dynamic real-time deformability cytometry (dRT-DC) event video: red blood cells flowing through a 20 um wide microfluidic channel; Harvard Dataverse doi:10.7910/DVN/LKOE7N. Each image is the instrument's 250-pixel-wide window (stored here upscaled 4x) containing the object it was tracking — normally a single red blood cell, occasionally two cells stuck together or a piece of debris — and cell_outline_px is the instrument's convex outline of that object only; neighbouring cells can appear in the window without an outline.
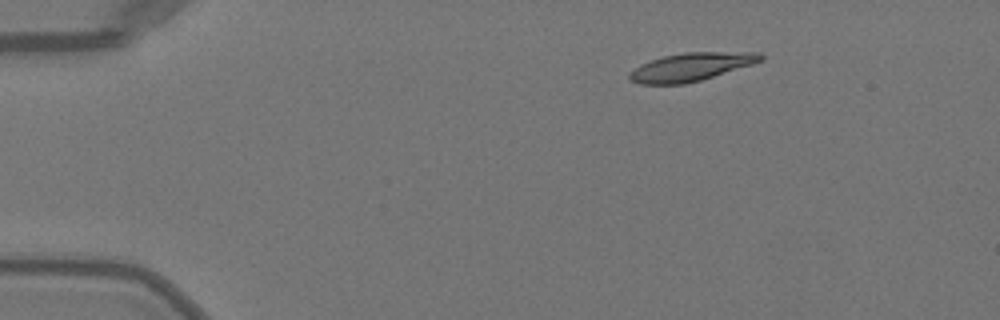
{"species": "Egyptian fruit bat (a non-hibernating species)", "species_latin": "Rousettus aegyptiacus", "temperature_condition": "warm", "stored_images_in_passage": 44, "camera_frame_rate_fps": 3000, "um_per_image_px": 0.085, "animal": {"sex": "female"}, "frame": {"image": 1, "passage_image": 1, "time_ms": 0.0, "image_size_px": [1000, 320], "cell_outline_px": [[764, 60], [752, 64], [700, 80], [684, 84], [640, 84], [628, 80], [628, 72], [640, 64], [664, 56], [684, 52], [760, 52], [764, 56]], "centroid_in_image_um": [58.71, 5.68], "position_along_channel_um": 26.3, "area_um2": 21.5}}
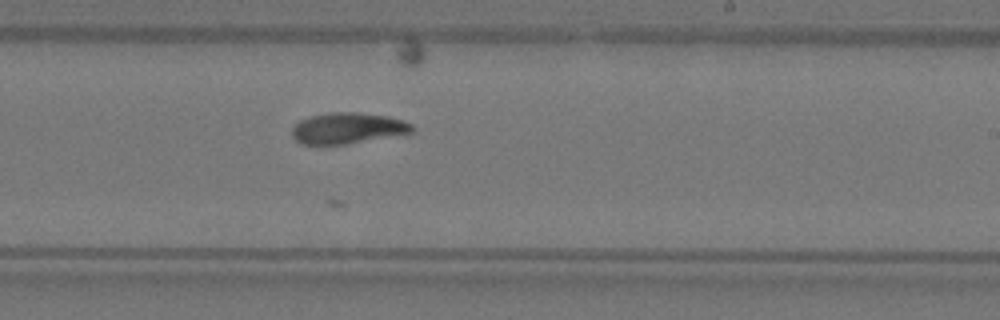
{"frame": {"image": 2, "passage_image": 24, "time_ms": 7.667, "image_size_px": [1000, 320], "cell_outline_px": [[416, 128], [412, 132], [344, 144], [300, 144], [292, 136], [292, 128], [300, 120], [308, 116], [328, 112], [360, 112], [388, 116], [404, 120], [412, 124]], "centroid_in_image_um": [29.54, 10.87], "position_along_channel_um": 259.5, "area_um2": 21.68}}